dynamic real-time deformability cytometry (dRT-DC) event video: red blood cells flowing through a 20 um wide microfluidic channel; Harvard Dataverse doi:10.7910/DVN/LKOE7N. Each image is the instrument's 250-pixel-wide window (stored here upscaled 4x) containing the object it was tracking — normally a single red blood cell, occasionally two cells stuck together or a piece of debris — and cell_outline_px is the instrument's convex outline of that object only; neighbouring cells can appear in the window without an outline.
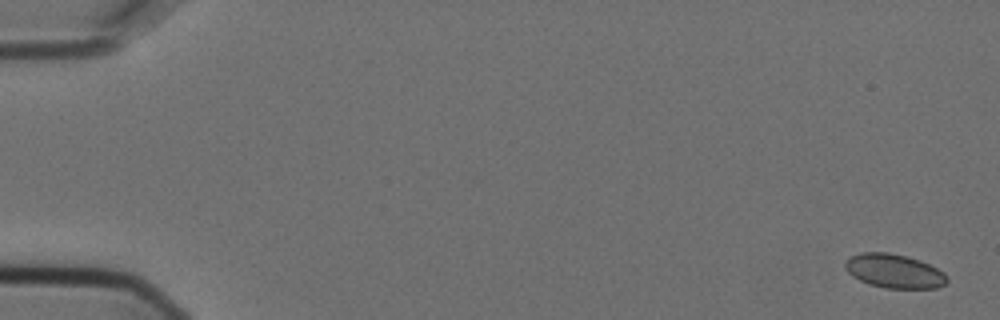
{"species": "Egyptian fruit bat (a non-hibernating species)", "species_latin": "Rousettus aegyptiacus", "temperature_condition": "cold", "stored_images_in_passage": 5, "camera_frame_rate_fps": 3000, "um_per_image_px": 0.085, "animal": {"sex": "female"}, "frame": {"image": 1, "passage_image": 1, "time_ms": 0.0, "image_size_px": [1000, 320], "cell_outline_px": [[948, 280], [944, 284], [936, 288], [884, 288], [868, 284], [852, 276], [844, 268], [844, 260], [860, 252], [888, 252], [920, 260], [944, 272], [948, 276]], "centroid_in_image_um": [75.98, 23.04], "position_along_channel_um": 9.0, "area_um2": 20.23}}
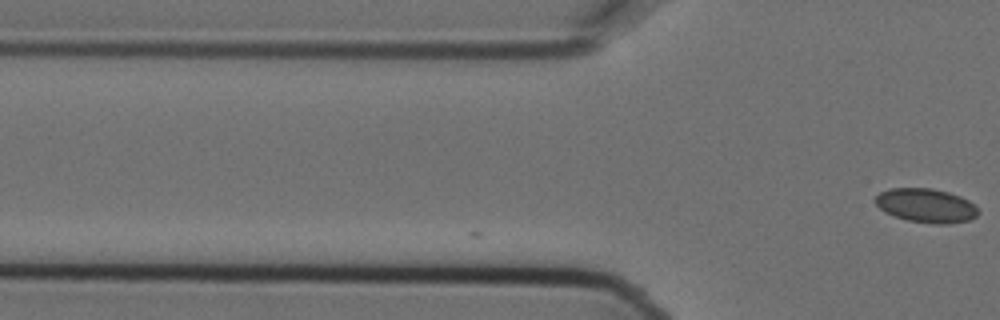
{"frame": {"image": 2, "passage_image": 5, "time_ms": 1.333, "image_size_px": [1000, 320], "cell_outline_px": [[980, 212], [976, 216], [968, 220], [948, 224], [932, 224], [908, 220], [884, 212], [872, 200], [880, 192], [888, 188], [932, 188], [948, 192], [960, 196], [968, 200]], "centroid_in_image_um": [78.69, 17.46], "position_along_channel_um": 47.1, "area_um2": 20.4}}